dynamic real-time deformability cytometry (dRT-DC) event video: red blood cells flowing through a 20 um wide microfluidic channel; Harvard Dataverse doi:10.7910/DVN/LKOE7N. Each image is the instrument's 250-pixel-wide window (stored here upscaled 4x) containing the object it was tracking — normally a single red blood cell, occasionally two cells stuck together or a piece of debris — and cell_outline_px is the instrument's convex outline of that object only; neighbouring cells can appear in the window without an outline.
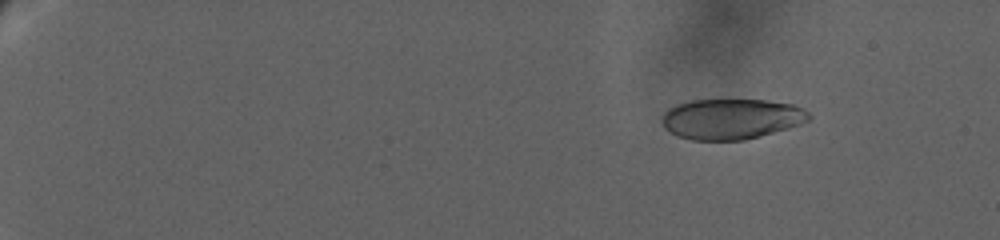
{"species": "human", "species_latin": "Homo sapiens", "temperature_condition": "warm", "stored_images_in_passage": 59, "camera_frame_rate_fps": 3000, "um_per_image_px": 0.085, "donor": {"sex": "female"}, "frame": {"image": 1, "passage_image": 12, "time_ms": 3.667, "image_size_px": [1000, 240], "cell_outline_px": [[812, 116], [808, 120], [800, 124], [788, 128], [760, 136], [744, 140], [692, 140], [676, 136], [664, 128], [660, 120], [664, 112], [668, 108], [692, 100], [764, 100], [792, 104], [808, 112]], "centroid_in_image_um": [62.12, 10.12], "position_along_channel_um": 22.9, "area_um2": 34.62}}
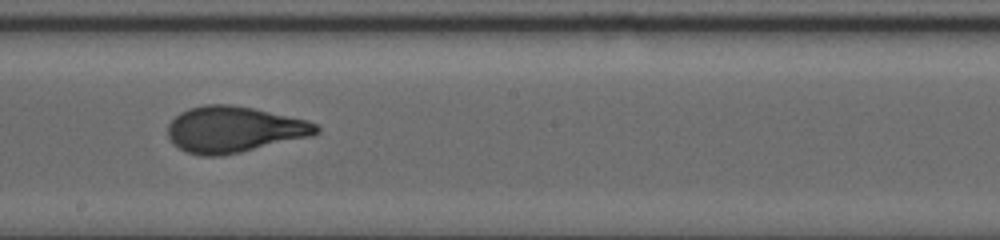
{"frame": {"image": 2, "passage_image": 34, "time_ms": 16.333, "image_size_px": [1000, 240], "cell_outline_px": [[320, 132], [312, 136], [240, 152], [220, 156], [200, 156], [184, 152], [172, 144], [168, 136], [168, 124], [180, 112], [188, 108], [204, 104], [232, 104], [252, 108], [308, 120], [316, 124], [320, 128]], "centroid_in_image_um": [19.87, 11.0], "position_along_channel_um": 228.3, "area_um2": 40.11}}
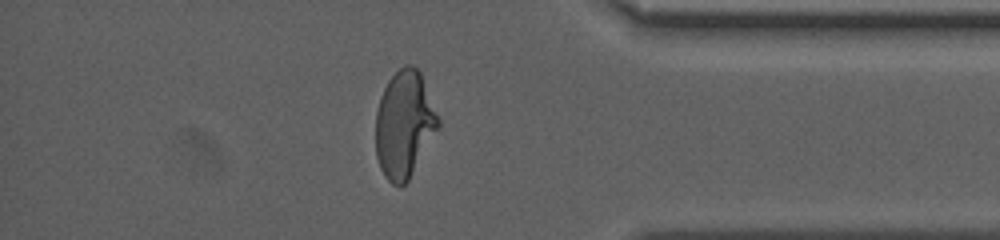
{"frame": {"image": 3, "passage_image": 54, "time_ms": 22.667, "image_size_px": [1000, 240], "cell_outline_px": [[440, 128], [408, 180], [404, 184], [392, 184], [384, 176], [380, 168], [376, 156], [376, 112], [380, 96], [388, 80], [404, 64], [412, 64], [420, 72], [440, 120]], "centroid_in_image_um": [34.37, 10.57], "position_along_channel_um": 400.8, "area_um2": 38.96}, "authors_computed_cell_mechanics": {"area_um2": 37.9746, "velocity_mm_per_s": 2.9247, "shape_relaxation_time_tau1_ms": 7.5441, "shape_relaxation_time_tau2_ms": null, "deformation_change_tau1": 0.2418, "deformation_change_tau2": null}}